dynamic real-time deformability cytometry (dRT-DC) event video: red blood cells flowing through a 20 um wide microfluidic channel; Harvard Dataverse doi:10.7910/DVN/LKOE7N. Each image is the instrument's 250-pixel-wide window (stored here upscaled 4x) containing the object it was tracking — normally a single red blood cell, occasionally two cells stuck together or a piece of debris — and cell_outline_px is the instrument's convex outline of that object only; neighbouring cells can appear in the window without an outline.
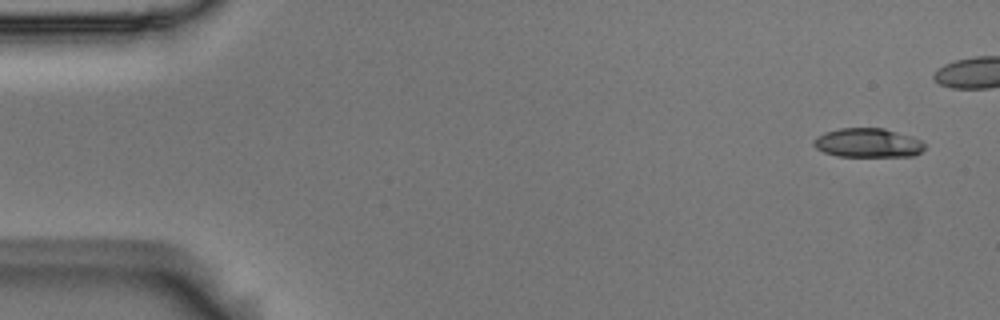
{"species": "Egyptian fruit bat (a non-hibernating species)", "species_latin": "Rousettus aegyptiacus", "temperature_condition": "room temperature", "stored_images_in_passage": 5, "camera_frame_rate_fps": 3000, "um_per_image_px": 0.085, "animal": {"sex": "male"}, "frame": {"image": 1, "passage_image": 1, "time_ms": 0.0, "image_size_px": [1000, 320], "cell_outline_px": [[924, 148], [920, 152], [912, 156], [836, 156], [824, 152], [816, 148], [812, 144], [812, 140], [824, 132], [840, 128], [884, 128], [920, 140], [924, 144]], "centroid_in_image_um": [73.71, 12.14], "position_along_channel_um": 11.3, "area_um2": 18.67}}
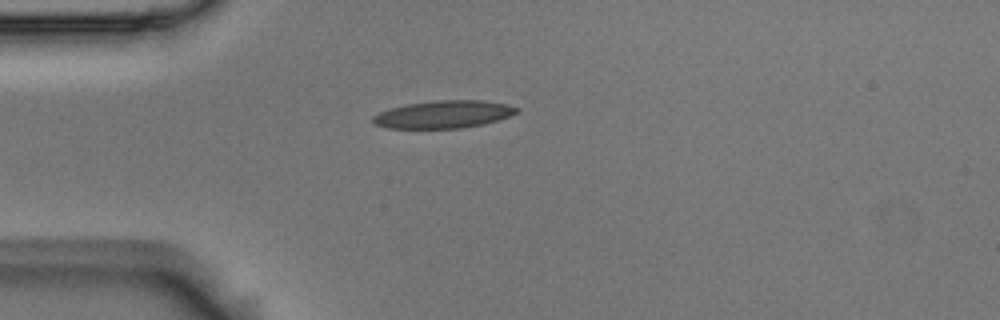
{"frame": {"image": 2, "passage_image": 5, "time_ms": 1.333, "image_size_px": [1000, 320], "cell_outline_px": [[520, 112], [484, 124], [460, 128], [388, 128], [376, 124], [372, 120], [372, 116], [380, 112], [392, 108], [408, 104], [436, 100], [484, 100], [508, 104], [520, 108]], "centroid_in_image_um": [37.75, 9.71], "position_along_channel_um": 47.2, "area_um2": 23.0}}